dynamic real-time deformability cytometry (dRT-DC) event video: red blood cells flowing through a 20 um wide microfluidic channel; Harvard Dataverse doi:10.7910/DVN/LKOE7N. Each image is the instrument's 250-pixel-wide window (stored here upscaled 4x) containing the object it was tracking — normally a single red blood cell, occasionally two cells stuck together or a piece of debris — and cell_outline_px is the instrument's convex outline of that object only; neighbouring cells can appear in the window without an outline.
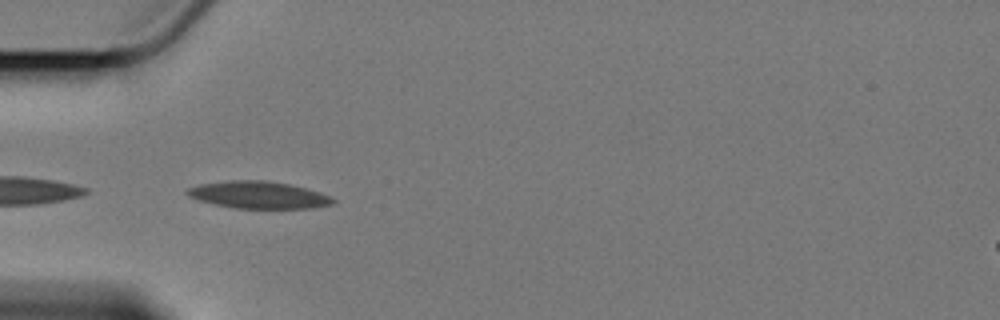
{"species": "Egyptian fruit bat (a non-hibernating species)", "species_latin": "Rousettus aegyptiacus", "temperature_condition": "cold", "stored_images_in_passage": 15, "camera_frame_rate_fps": 3000, "um_per_image_px": 0.085, "animal": {"sex": "female"}, "frame": {"image": 1, "passage_image": 1, "time_ms": 0.0, "image_size_px": [1000, 320], "cell_outline_px": [[336, 200], [332, 204], [312, 208], [232, 208], [200, 200], [188, 196], [184, 192], [188, 188], [200, 184], [232, 180], [264, 180], [288, 184], [320, 192]], "centroid_in_image_um": [21.95, 16.57], "position_along_channel_um": 63.0, "area_um2": 22.77}}